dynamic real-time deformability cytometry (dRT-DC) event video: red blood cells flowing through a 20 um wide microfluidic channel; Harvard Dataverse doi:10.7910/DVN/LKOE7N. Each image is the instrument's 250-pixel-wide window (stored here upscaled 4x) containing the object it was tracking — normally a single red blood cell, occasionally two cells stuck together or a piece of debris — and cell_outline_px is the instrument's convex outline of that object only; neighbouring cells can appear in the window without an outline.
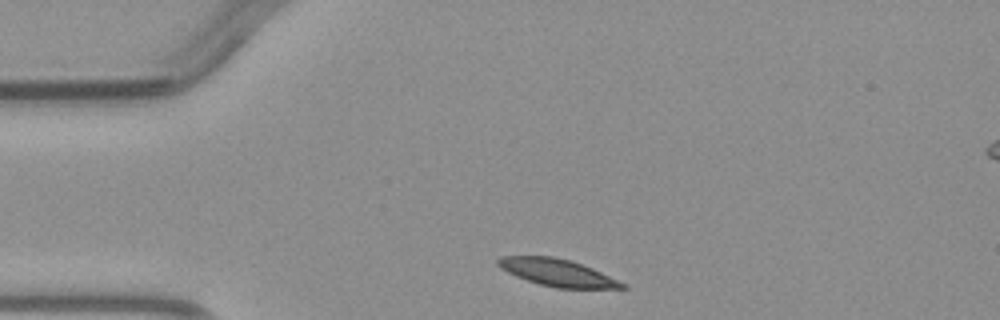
{"species": "common noctule bat (a hibernating species)", "species_latin": "Nyctalus noctula", "temperature_condition": "warm", "stored_images_in_passage": 3, "segment_of_instrument_passage": [1, 2], "camera_frame_rate_fps": 3000, "um_per_image_px": 0.085, "animal": {"sex": "male", "body_mass_g": 23.1, "forearm_length_mm": 52.7}, "frame": {"image": 1, "passage_image": 1, "time_ms": 0.0, "image_size_px": [1000, 320], "cell_outline_px": [[628, 288], [556, 288], [540, 284], [516, 276], [500, 268], [496, 264], [496, 260], [500, 256], [552, 256], [568, 260], [592, 268], [628, 284]], "centroid_in_image_um": [47.38, 23.17], "position_along_channel_um": 37.6, "area_um2": 19.54}}